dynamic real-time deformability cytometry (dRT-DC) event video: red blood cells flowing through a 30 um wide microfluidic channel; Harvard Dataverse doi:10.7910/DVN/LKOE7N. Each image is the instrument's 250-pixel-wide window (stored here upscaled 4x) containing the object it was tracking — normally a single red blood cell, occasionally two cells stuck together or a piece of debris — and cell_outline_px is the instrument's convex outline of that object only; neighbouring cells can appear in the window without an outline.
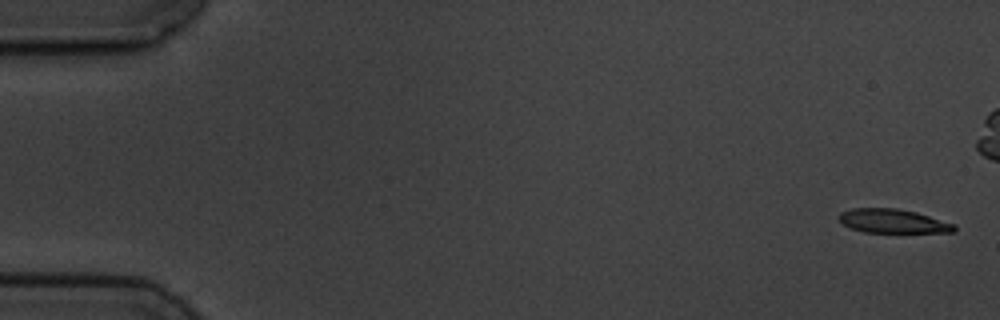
{"species": "common noctule bat (a hibernating species)", "species_latin": "Nyctalus noctula", "temperature_condition": "cold", "stored_images_in_passage": 7, "camera_frame_rate_fps": 3000, "um_per_image_px": 0.085, "animal": {"sex": "male", "body_mass_g": 19.5, "forearm_length_mm": 54.6}, "frame": {"image": 1, "passage_image": 1, "time_ms": 0.0, "image_size_px": [1000, 320], "cell_outline_px": [[956, 232], [864, 232], [852, 228], [844, 224], [836, 216], [840, 212], [852, 208], [896, 208], [916, 212], [956, 224]], "centroid_in_image_um": [75.9, 18.78], "position_along_channel_um": 9.1, "area_um2": 16.07}}